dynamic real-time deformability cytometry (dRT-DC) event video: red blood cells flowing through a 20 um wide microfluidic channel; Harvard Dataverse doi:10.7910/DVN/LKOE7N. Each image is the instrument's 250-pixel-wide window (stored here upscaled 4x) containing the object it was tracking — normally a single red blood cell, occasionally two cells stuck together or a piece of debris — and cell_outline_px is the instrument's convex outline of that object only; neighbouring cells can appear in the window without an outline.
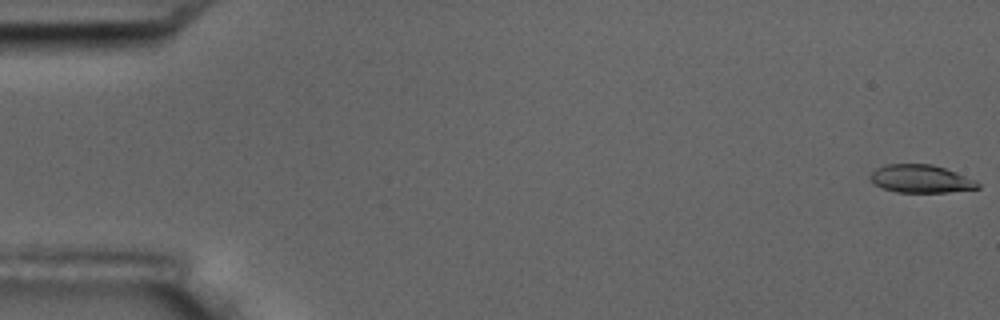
{"species": "common noctule bat (a hibernating species)", "species_latin": "Nyctalus noctula", "temperature_condition": "room temperature", "stored_images_in_passage": 11, "camera_frame_rate_fps": 3000, "um_per_image_px": 0.085, "animal": {"sex": "male", "body_mass_g": 17.5, "forearm_length_mm": 52.3}, "frame": {"image": 1, "passage_image": 1, "time_ms": 0.0, "image_size_px": [1000, 320], "cell_outline_px": [[980, 188], [948, 192], [896, 192], [872, 184], [868, 176], [876, 168], [888, 164], [932, 164], [956, 172], [976, 180], [980, 184]], "centroid_in_image_um": [78.25, 15.2], "position_along_channel_um": 6.7, "area_um2": 17.57}}
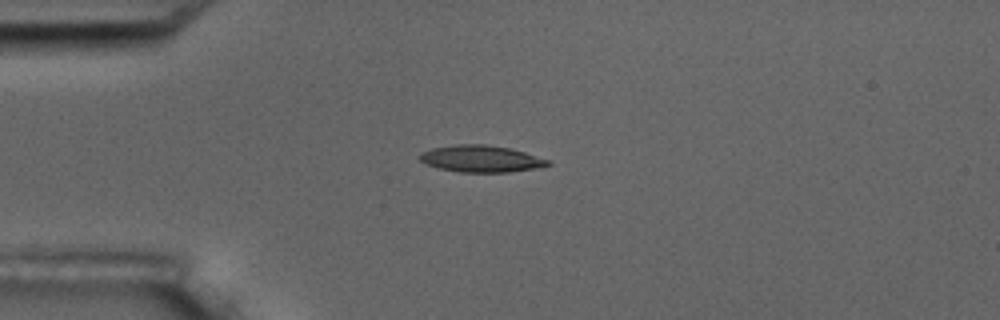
{"frame": {"image": 2, "passage_image": 5, "time_ms": 4.667, "image_size_px": [1000, 320], "cell_outline_px": [[552, 164], [532, 168], [508, 172], [460, 172], [440, 168], [424, 164], [420, 160], [420, 152], [432, 148], [456, 144], [484, 144], [512, 148], [548, 160]], "centroid_in_image_um": [40.83, 13.48], "position_along_channel_um": 44.2, "area_um2": 19.83}}
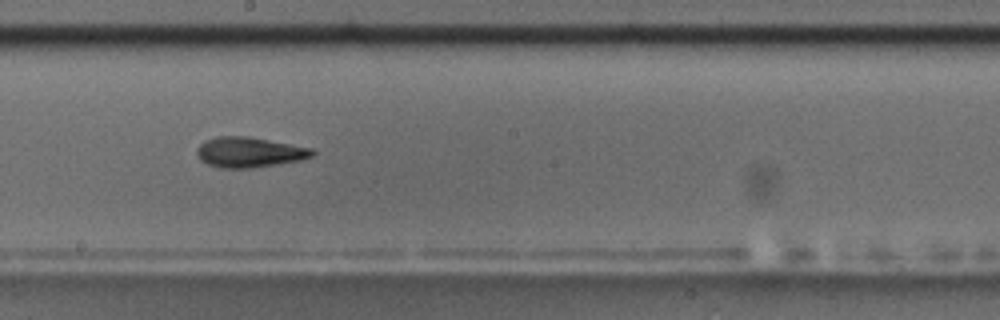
{"frame": {"image": 3, "passage_image": 10, "time_ms": 10.333, "image_size_px": [1000, 320], "cell_outline_px": [[316, 152], [312, 156], [300, 160], [276, 164], [248, 168], [220, 168], [208, 164], [200, 160], [196, 152], [196, 148], [204, 140], [216, 136], [248, 136], [312, 148]], "centroid_in_image_um": [21.15, 12.93], "position_along_channel_um": 227.0, "area_um2": 20.35}}